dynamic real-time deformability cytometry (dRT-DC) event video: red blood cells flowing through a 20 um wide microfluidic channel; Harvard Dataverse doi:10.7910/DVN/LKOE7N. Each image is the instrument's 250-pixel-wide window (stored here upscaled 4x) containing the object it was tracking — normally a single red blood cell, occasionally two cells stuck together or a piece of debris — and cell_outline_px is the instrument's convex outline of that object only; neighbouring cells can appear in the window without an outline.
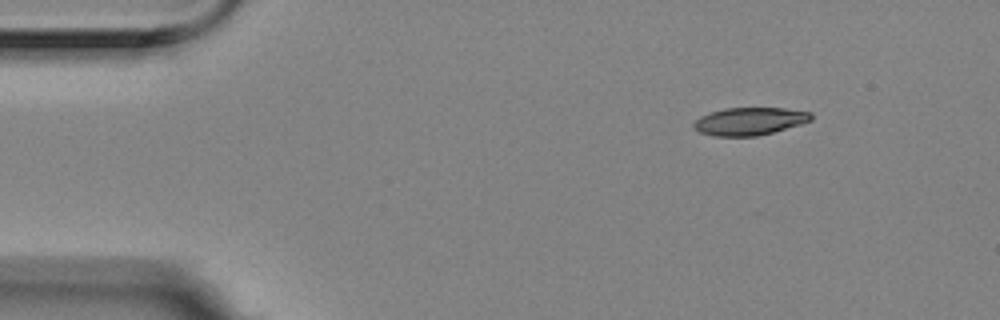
{"species": "Egyptian fruit bat (a non-hibernating species)", "species_latin": "Rousettus aegyptiacus", "temperature_condition": "room temperature", "stored_images_in_passage": 5, "camera_frame_rate_fps": 3000, "um_per_image_px": 0.085, "animal": {"sex": "female"}, "frame": {"image": 1, "passage_image": 1, "time_ms": 0.0, "image_size_px": [1000, 320], "cell_outline_px": [[812, 120], [800, 124], [772, 132], [756, 136], [712, 136], [700, 132], [692, 128], [692, 124], [700, 116], [724, 108], [784, 108], [812, 112]], "centroid_in_image_um": [63.69, 10.3], "position_along_channel_um": 21.3, "area_um2": 18.9}}
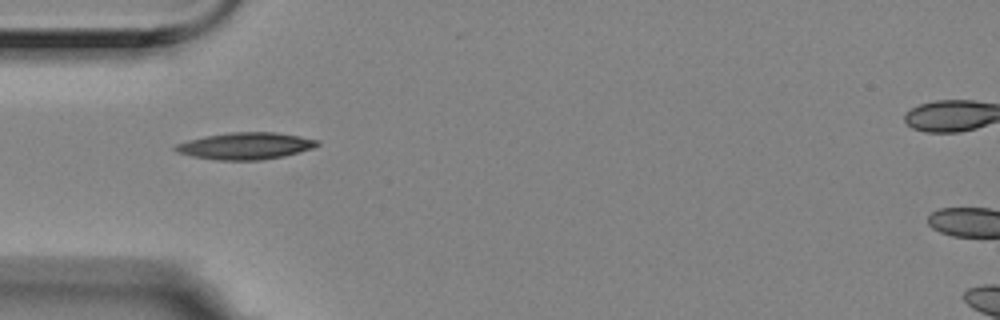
{"frame": {"image": 2, "passage_image": 4, "time_ms": 1.0, "image_size_px": [1000, 320], "cell_outline_px": [[320, 144], [312, 148], [300, 152], [284, 156], [260, 160], [216, 160], [192, 156], [180, 152], [172, 148], [176, 144], [188, 140], [204, 136], [228, 132], [276, 132], [300, 136], [320, 140]], "centroid_in_image_um": [20.89, 12.39], "position_along_channel_um": 64.1, "area_um2": 22.25}}
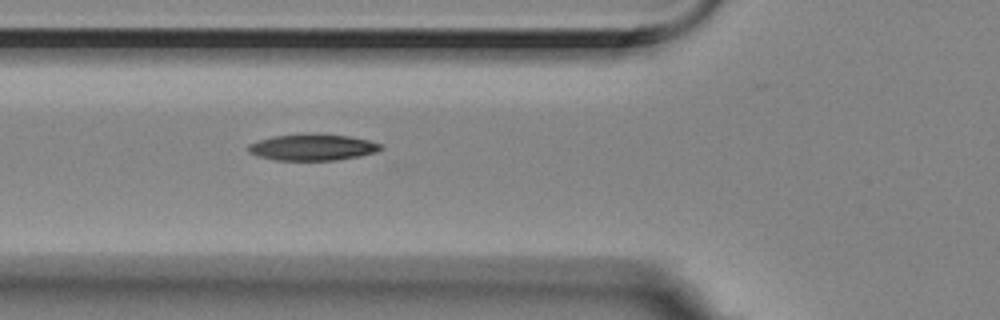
{"frame": {"image": 3, "passage_image": 5, "time_ms": 1.333, "image_size_px": [1000, 320], "cell_outline_px": [[384, 148], [376, 152], [360, 156], [336, 160], [276, 160], [256, 156], [248, 152], [248, 144], [272, 136], [308, 132], [316, 132], [348, 136], [368, 140], [384, 144]], "centroid_in_image_um": [26.58, 12.5], "position_along_channel_um": 99.2, "area_um2": 20.87}}